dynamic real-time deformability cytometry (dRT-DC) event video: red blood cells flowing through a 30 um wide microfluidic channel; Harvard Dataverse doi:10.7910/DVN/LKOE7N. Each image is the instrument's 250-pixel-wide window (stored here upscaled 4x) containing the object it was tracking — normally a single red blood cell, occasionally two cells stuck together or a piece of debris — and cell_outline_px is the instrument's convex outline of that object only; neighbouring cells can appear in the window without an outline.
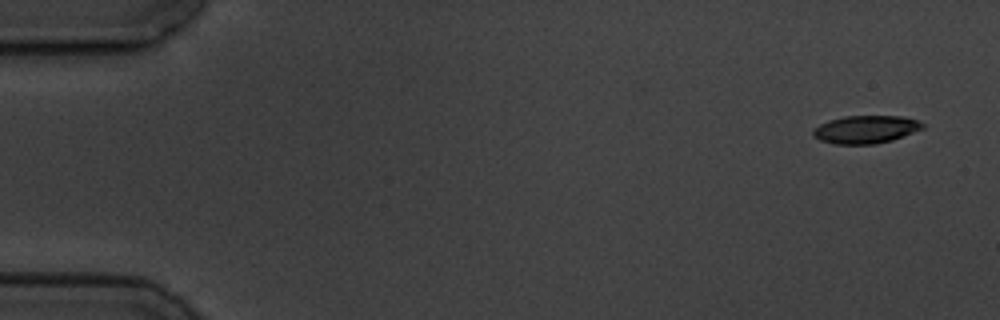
{"species": "common noctule bat (a hibernating species)", "species_latin": "Nyctalus noctula", "temperature_condition": "cold", "stored_images_in_passage": 5, "camera_frame_rate_fps": 3000, "um_per_image_px": 0.085, "animal": {"sex": "male", "body_mass_g": 19.5, "forearm_length_mm": 54.6}, "frame": {"image": 1, "passage_image": 1, "time_ms": 0.0, "image_size_px": [1000, 320], "cell_outline_px": [[924, 128], [892, 140], [876, 144], [832, 144], [820, 140], [812, 136], [812, 128], [828, 120], [844, 116], [900, 116], [916, 120], [924, 124]], "centroid_in_image_um": [73.53, 11.0], "position_along_channel_um": 11.5, "area_um2": 17.86}}
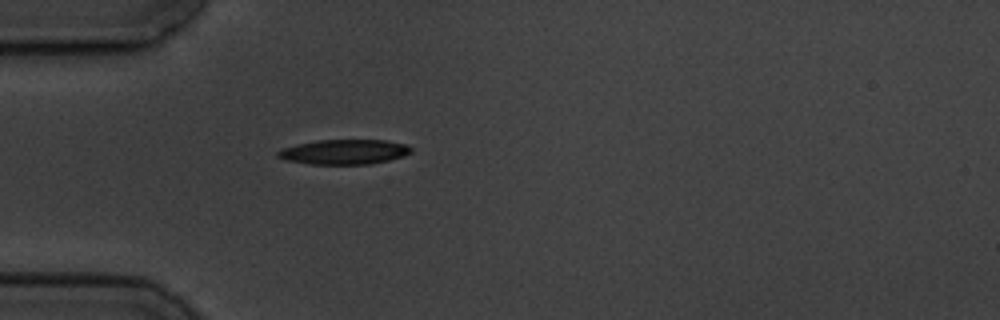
{"frame": {"image": 2, "passage_image": 5, "time_ms": 4.667, "image_size_px": [1000, 320], "cell_outline_px": [[412, 152], [404, 156], [388, 160], [368, 164], [308, 164], [284, 160], [276, 156], [276, 152], [280, 148], [296, 144], [316, 140], [384, 140], [404, 144], [412, 148]], "centroid_in_image_um": [29.19, 12.91], "position_along_channel_um": 55.8, "area_um2": 19.42}}